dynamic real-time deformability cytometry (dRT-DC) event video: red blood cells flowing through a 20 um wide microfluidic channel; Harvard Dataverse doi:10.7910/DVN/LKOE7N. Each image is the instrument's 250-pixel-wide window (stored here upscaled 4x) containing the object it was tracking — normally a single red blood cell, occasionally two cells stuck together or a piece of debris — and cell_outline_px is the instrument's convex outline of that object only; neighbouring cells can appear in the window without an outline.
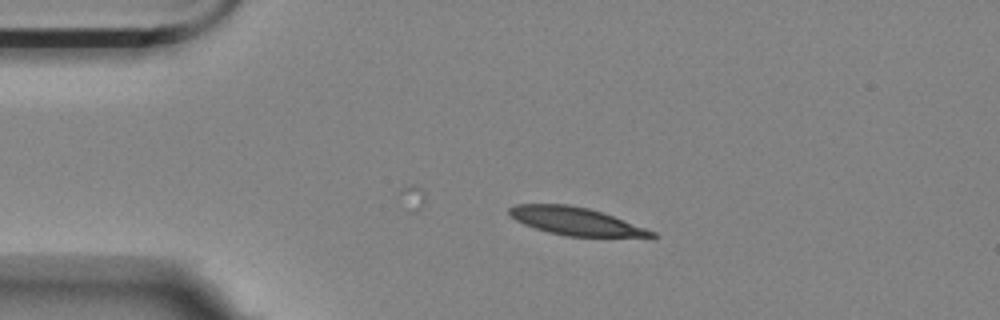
{"species": "Egyptian fruit bat (a non-hibernating species)", "species_latin": "Rousettus aegyptiacus", "temperature_condition": "room temperature", "stored_images_in_passage": 3, "camera_frame_rate_fps": 3000, "um_per_image_px": 0.085, "animal": {"sex": "female"}, "frame": {"image": 1, "passage_image": 2, "time_ms": 1.333, "image_size_px": [1000, 320], "cell_outline_px": [[656, 236], [568, 236], [548, 232], [524, 224], [508, 216], [508, 208], [516, 204], [568, 204], [588, 208], [612, 216], [656, 232]], "centroid_in_image_um": [48.83, 18.78], "position_along_channel_um": 36.2, "area_um2": 22.54}}